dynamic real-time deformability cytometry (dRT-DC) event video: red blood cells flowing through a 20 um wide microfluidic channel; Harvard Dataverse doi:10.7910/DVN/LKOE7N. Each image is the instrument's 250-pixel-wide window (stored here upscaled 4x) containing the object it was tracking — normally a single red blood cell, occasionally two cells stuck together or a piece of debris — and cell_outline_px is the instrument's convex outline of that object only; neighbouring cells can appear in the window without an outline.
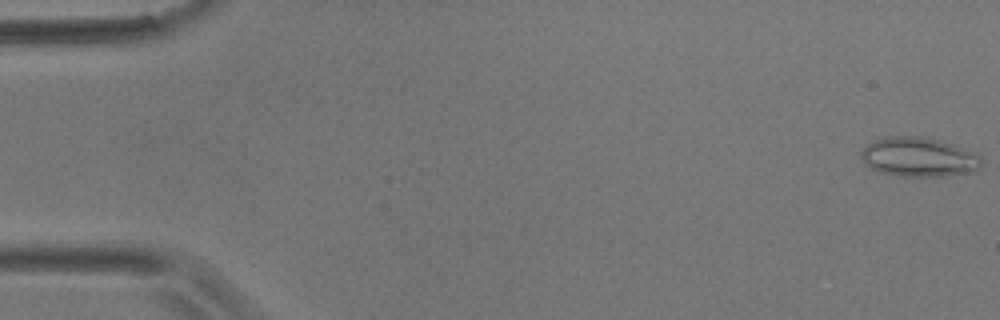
{"species": "common noctule bat (a hibernating species)", "species_latin": "Nyctalus noctula", "temperature_condition": "room temperature", "stored_images_in_passage": 26, "camera_frame_rate_fps": 3000, "um_per_image_px": 0.085, "animal": {"sex": "male", "body_mass_g": 17.9}, "frame": {"image": 1, "passage_image": 1, "time_ms": 0.0, "image_size_px": [1000, 320], "cell_outline_px": [[980, 164], [976, 168], [968, 172], [944, 176], [900, 176], [880, 172], [864, 164], [860, 152], [868, 144], [876, 140], [888, 136], [920, 136], [952, 144], [976, 156], [980, 160]], "centroid_in_image_um": [77.98, 13.35], "position_along_channel_um": 7.0, "area_um2": 26.76}}
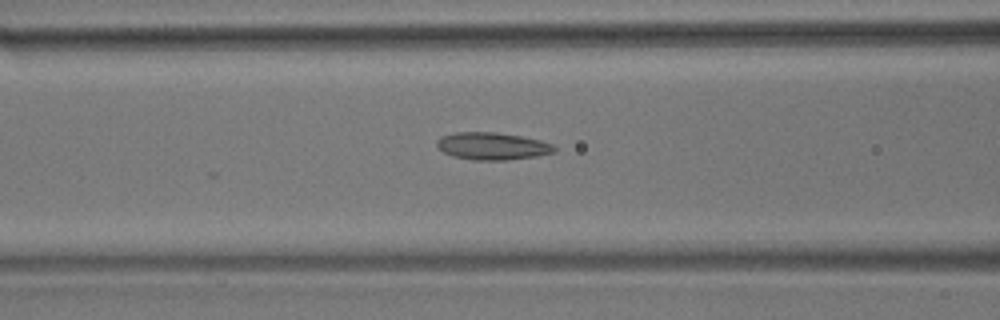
{"frame": {"image": 2, "passage_image": 22, "time_ms": 7.0, "image_size_px": [1000, 320], "cell_outline_px": [[556, 152], [536, 156], [508, 160], [472, 160], [452, 156], [444, 152], [436, 144], [436, 140], [440, 136], [456, 132], [496, 132], [520, 136], [540, 140], [552, 144], [556, 148]], "centroid_in_image_um": [41.84, 12.42], "position_along_channel_um": 124.8, "area_um2": 18.79}}